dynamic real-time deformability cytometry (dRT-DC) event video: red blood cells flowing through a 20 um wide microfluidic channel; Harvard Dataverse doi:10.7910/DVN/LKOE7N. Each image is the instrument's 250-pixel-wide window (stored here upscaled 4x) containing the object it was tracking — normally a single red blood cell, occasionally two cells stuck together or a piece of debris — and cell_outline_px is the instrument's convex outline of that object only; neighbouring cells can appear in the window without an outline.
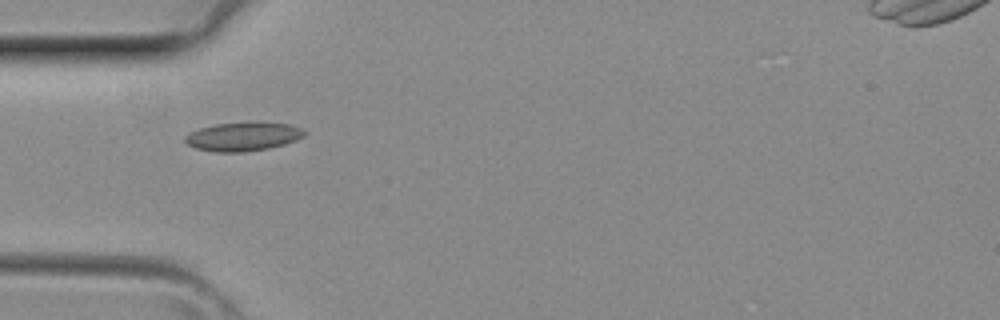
{"species": "common noctule bat (a hibernating species)", "species_latin": "Nyctalus noctula", "temperature_condition": "room temperature", "stored_images_in_passage": 3, "camera_frame_rate_fps": 3000, "um_per_image_px": 0.085, "animal": {"sex": "female", "body_mass_g": 29.2, "forearm_length_mm": 56.3}, "frame": {"image": 1, "passage_image": 3, "time_ms": 0.667, "image_size_px": [1000, 320], "cell_outline_px": [[308, 132], [304, 136], [296, 140], [284, 144], [268, 148], [244, 152], [216, 152], [196, 148], [188, 144], [184, 140], [184, 136], [200, 128], [216, 124], [288, 124], [300, 128]], "centroid_in_image_um": [20.65, 11.64], "position_along_channel_um": 64.4, "area_um2": 19.25}}